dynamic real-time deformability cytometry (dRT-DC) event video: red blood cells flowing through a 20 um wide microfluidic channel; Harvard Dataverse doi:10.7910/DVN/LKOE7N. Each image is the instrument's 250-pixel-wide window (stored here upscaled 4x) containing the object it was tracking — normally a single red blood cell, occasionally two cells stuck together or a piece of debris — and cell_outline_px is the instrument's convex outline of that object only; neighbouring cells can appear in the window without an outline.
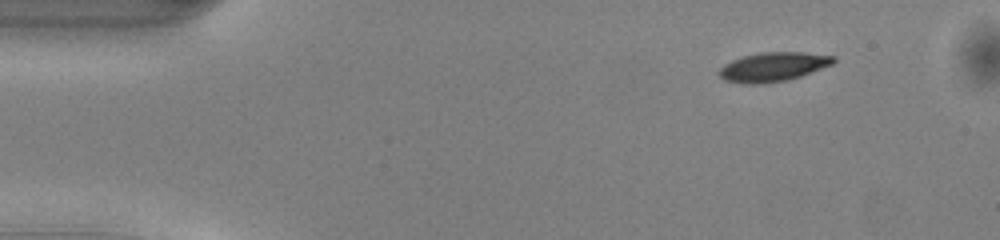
{"species": "common noctule bat (a hibernating species)", "species_latin": "Nyctalus noctula", "temperature_condition": "warm", "stored_images_in_passage": 45, "camera_frame_rate_fps": 3000, "um_per_image_px": 0.085, "animal": {"sex": "male", "body_mass_g": 13.0, "forearm_length_mm": 53.1}, "frame": {"image": 1, "passage_image": 1, "time_ms": 0.0, "image_size_px": [1000, 240], "cell_outline_px": [[836, 60], [832, 64], [800, 76], [784, 80], [760, 84], [740, 84], [724, 80], [716, 72], [724, 64], [732, 60], [744, 56], [760, 52], [804, 52], [836, 56]], "centroid_in_image_um": [65.68, 5.68], "position_along_channel_um": 19.3, "area_um2": 19.42}}
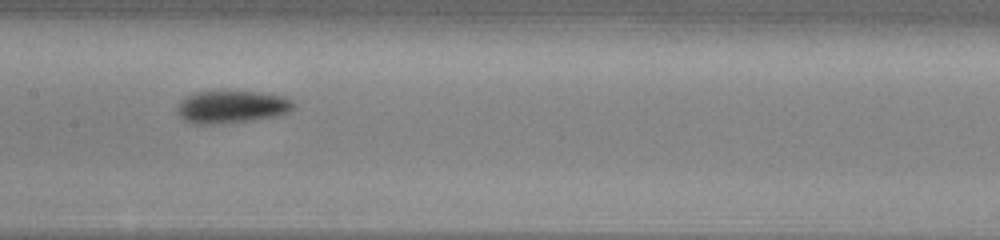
{"frame": {"image": 2, "passage_image": 20, "time_ms": 6.333, "image_size_px": [1000, 240], "cell_outline_px": [[296, 108], [288, 112], [276, 116], [252, 120], [220, 124], [192, 124], [184, 120], [176, 112], [176, 108], [180, 100], [196, 92], [256, 92], [284, 96], [292, 100], [296, 104]], "centroid_in_image_um": [19.7, 9.1], "position_along_channel_um": 187.7, "area_um2": 22.14}}
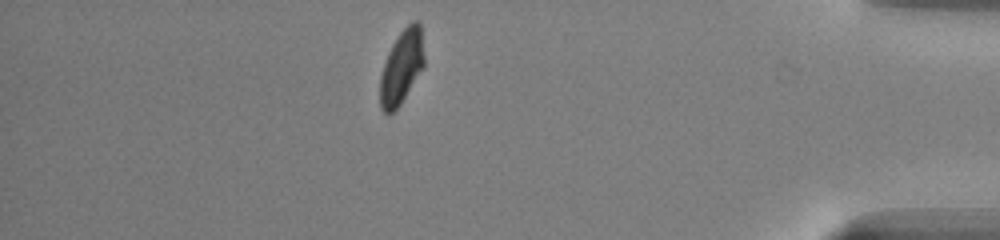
{"frame": {"image": 3, "passage_image": 39, "time_ms": 12.667, "image_size_px": [1000, 240], "cell_outline_px": [[424, 68], [400, 104], [392, 112], [384, 112], [380, 108], [380, 76], [388, 52], [392, 44], [400, 32], [412, 20], [420, 20], [424, 56]], "centroid_in_image_um": [34.15, 5.66], "position_along_channel_um": 401.0, "area_um2": 19.02}, "authors_computed_cell_mechanics": {"area_um2": 20.1144, "velocity_mm_per_s": 4.0696, "shape_relaxation_time_tau1_ms": 2.0711, "shape_relaxation_time_tau2_ms": null, "deformation_change_tau1": 0.1306, "deformation_change_tau2": null}}